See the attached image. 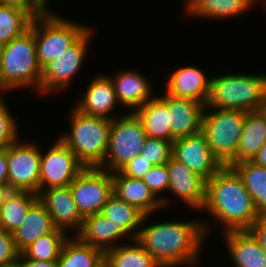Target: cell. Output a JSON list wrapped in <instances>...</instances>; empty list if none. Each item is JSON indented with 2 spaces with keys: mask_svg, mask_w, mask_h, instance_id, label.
Instances as JSON below:
<instances>
[{
  "mask_svg": "<svg viewBox=\"0 0 266 267\" xmlns=\"http://www.w3.org/2000/svg\"><path fill=\"white\" fill-rule=\"evenodd\" d=\"M145 215L135 239L161 267L194 266L200 259V248L211 230L207 222H162L145 225ZM144 225V227H143ZM146 226V227H145Z\"/></svg>",
  "mask_w": 266,
  "mask_h": 267,
  "instance_id": "6da1fadb",
  "label": "cell"
},
{
  "mask_svg": "<svg viewBox=\"0 0 266 267\" xmlns=\"http://www.w3.org/2000/svg\"><path fill=\"white\" fill-rule=\"evenodd\" d=\"M202 210L207 211L216 224L223 225V233L248 230L261 217L243 180L228 166H223L206 181V196Z\"/></svg>",
  "mask_w": 266,
  "mask_h": 267,
  "instance_id": "7a4b0ae2",
  "label": "cell"
},
{
  "mask_svg": "<svg viewBox=\"0 0 266 267\" xmlns=\"http://www.w3.org/2000/svg\"><path fill=\"white\" fill-rule=\"evenodd\" d=\"M42 73L43 70L37 59L35 37L30 29L3 45L0 62V93L29 86L40 93Z\"/></svg>",
  "mask_w": 266,
  "mask_h": 267,
  "instance_id": "3957f363",
  "label": "cell"
},
{
  "mask_svg": "<svg viewBox=\"0 0 266 267\" xmlns=\"http://www.w3.org/2000/svg\"><path fill=\"white\" fill-rule=\"evenodd\" d=\"M71 110V130L59 138L84 167H100L107 153L112 120L83 114L74 106Z\"/></svg>",
  "mask_w": 266,
  "mask_h": 267,
  "instance_id": "277c9868",
  "label": "cell"
},
{
  "mask_svg": "<svg viewBox=\"0 0 266 267\" xmlns=\"http://www.w3.org/2000/svg\"><path fill=\"white\" fill-rule=\"evenodd\" d=\"M206 107L254 111L260 110L266 94V75L227 74L210 78Z\"/></svg>",
  "mask_w": 266,
  "mask_h": 267,
  "instance_id": "5b68a950",
  "label": "cell"
},
{
  "mask_svg": "<svg viewBox=\"0 0 266 267\" xmlns=\"http://www.w3.org/2000/svg\"><path fill=\"white\" fill-rule=\"evenodd\" d=\"M90 27L65 20L50 10L32 19L29 29L36 43L37 59L42 70L72 46Z\"/></svg>",
  "mask_w": 266,
  "mask_h": 267,
  "instance_id": "8992f818",
  "label": "cell"
},
{
  "mask_svg": "<svg viewBox=\"0 0 266 267\" xmlns=\"http://www.w3.org/2000/svg\"><path fill=\"white\" fill-rule=\"evenodd\" d=\"M245 114L244 111L204 107L201 130L207 136L213 155L223 166L235 164Z\"/></svg>",
  "mask_w": 266,
  "mask_h": 267,
  "instance_id": "52a82bcc",
  "label": "cell"
},
{
  "mask_svg": "<svg viewBox=\"0 0 266 267\" xmlns=\"http://www.w3.org/2000/svg\"><path fill=\"white\" fill-rule=\"evenodd\" d=\"M112 120L108 149L99 167L110 173L119 171L127 162L139 155L147 135L141 120L134 112Z\"/></svg>",
  "mask_w": 266,
  "mask_h": 267,
  "instance_id": "ba28073f",
  "label": "cell"
},
{
  "mask_svg": "<svg viewBox=\"0 0 266 267\" xmlns=\"http://www.w3.org/2000/svg\"><path fill=\"white\" fill-rule=\"evenodd\" d=\"M83 219L101 213L113 194L112 173L99 167H85L69 184Z\"/></svg>",
  "mask_w": 266,
  "mask_h": 267,
  "instance_id": "9c48e42d",
  "label": "cell"
},
{
  "mask_svg": "<svg viewBox=\"0 0 266 267\" xmlns=\"http://www.w3.org/2000/svg\"><path fill=\"white\" fill-rule=\"evenodd\" d=\"M20 141L18 138L7 147L8 190L38 195L41 149L33 142Z\"/></svg>",
  "mask_w": 266,
  "mask_h": 267,
  "instance_id": "30bf717a",
  "label": "cell"
},
{
  "mask_svg": "<svg viewBox=\"0 0 266 267\" xmlns=\"http://www.w3.org/2000/svg\"><path fill=\"white\" fill-rule=\"evenodd\" d=\"M92 34L90 26L72 46L43 69L40 94L57 93L69 86L83 64Z\"/></svg>",
  "mask_w": 266,
  "mask_h": 267,
  "instance_id": "8fae6325",
  "label": "cell"
},
{
  "mask_svg": "<svg viewBox=\"0 0 266 267\" xmlns=\"http://www.w3.org/2000/svg\"><path fill=\"white\" fill-rule=\"evenodd\" d=\"M85 167L58 137L45 154L41 151L39 193L52 187H67Z\"/></svg>",
  "mask_w": 266,
  "mask_h": 267,
  "instance_id": "7c38bea8",
  "label": "cell"
},
{
  "mask_svg": "<svg viewBox=\"0 0 266 267\" xmlns=\"http://www.w3.org/2000/svg\"><path fill=\"white\" fill-rule=\"evenodd\" d=\"M172 156L206 181L214 176L223 165L213 155L206 134L200 130L172 142Z\"/></svg>",
  "mask_w": 266,
  "mask_h": 267,
  "instance_id": "4fadbf2b",
  "label": "cell"
},
{
  "mask_svg": "<svg viewBox=\"0 0 266 267\" xmlns=\"http://www.w3.org/2000/svg\"><path fill=\"white\" fill-rule=\"evenodd\" d=\"M166 165L169 170L170 194L172 192L190 208L201 210L205 202L206 180L173 156Z\"/></svg>",
  "mask_w": 266,
  "mask_h": 267,
  "instance_id": "5bb4252c",
  "label": "cell"
},
{
  "mask_svg": "<svg viewBox=\"0 0 266 267\" xmlns=\"http://www.w3.org/2000/svg\"><path fill=\"white\" fill-rule=\"evenodd\" d=\"M53 219L55 227L64 232L75 230V235L82 227L83 218L73 199L70 187H52L38 194Z\"/></svg>",
  "mask_w": 266,
  "mask_h": 267,
  "instance_id": "9a60e30c",
  "label": "cell"
},
{
  "mask_svg": "<svg viewBox=\"0 0 266 267\" xmlns=\"http://www.w3.org/2000/svg\"><path fill=\"white\" fill-rule=\"evenodd\" d=\"M165 103L171 124V142L199 132L205 105L188 98L174 97L164 91L160 97Z\"/></svg>",
  "mask_w": 266,
  "mask_h": 267,
  "instance_id": "2e32d148",
  "label": "cell"
},
{
  "mask_svg": "<svg viewBox=\"0 0 266 267\" xmlns=\"http://www.w3.org/2000/svg\"><path fill=\"white\" fill-rule=\"evenodd\" d=\"M81 98L74 106L81 113L111 120L116 118L112 115L109 116L112 110H116L119 102L116 98L113 83L108 75L100 74L95 76Z\"/></svg>",
  "mask_w": 266,
  "mask_h": 267,
  "instance_id": "e0dca14e",
  "label": "cell"
},
{
  "mask_svg": "<svg viewBox=\"0 0 266 267\" xmlns=\"http://www.w3.org/2000/svg\"><path fill=\"white\" fill-rule=\"evenodd\" d=\"M76 237L81 242L100 249L103 253L116 247L121 238L131 237L129 240H133L121 225L115 224L102 213L85 218Z\"/></svg>",
  "mask_w": 266,
  "mask_h": 267,
  "instance_id": "ac0fdd59",
  "label": "cell"
},
{
  "mask_svg": "<svg viewBox=\"0 0 266 267\" xmlns=\"http://www.w3.org/2000/svg\"><path fill=\"white\" fill-rule=\"evenodd\" d=\"M210 80L208 76L195 66L180 67L170 74L165 82V92L178 98H188L206 105Z\"/></svg>",
  "mask_w": 266,
  "mask_h": 267,
  "instance_id": "d6986e66",
  "label": "cell"
},
{
  "mask_svg": "<svg viewBox=\"0 0 266 267\" xmlns=\"http://www.w3.org/2000/svg\"><path fill=\"white\" fill-rule=\"evenodd\" d=\"M110 77L120 106L132 108L131 112L144 105L153 96L149 79L139 71L124 70Z\"/></svg>",
  "mask_w": 266,
  "mask_h": 267,
  "instance_id": "ffe728a7",
  "label": "cell"
},
{
  "mask_svg": "<svg viewBox=\"0 0 266 267\" xmlns=\"http://www.w3.org/2000/svg\"><path fill=\"white\" fill-rule=\"evenodd\" d=\"M112 181L113 194L136 207L144 215L162 210L161 201L154 196L142 179L130 178L116 171L112 172Z\"/></svg>",
  "mask_w": 266,
  "mask_h": 267,
  "instance_id": "44dd1931",
  "label": "cell"
},
{
  "mask_svg": "<svg viewBox=\"0 0 266 267\" xmlns=\"http://www.w3.org/2000/svg\"><path fill=\"white\" fill-rule=\"evenodd\" d=\"M56 229L51 215L38 198L27 211L21 225L13 232L17 250L21 253L38 238Z\"/></svg>",
  "mask_w": 266,
  "mask_h": 267,
  "instance_id": "7402d4cb",
  "label": "cell"
},
{
  "mask_svg": "<svg viewBox=\"0 0 266 267\" xmlns=\"http://www.w3.org/2000/svg\"><path fill=\"white\" fill-rule=\"evenodd\" d=\"M235 267H266V254L248 230L222 235Z\"/></svg>",
  "mask_w": 266,
  "mask_h": 267,
  "instance_id": "603a6c76",
  "label": "cell"
},
{
  "mask_svg": "<svg viewBox=\"0 0 266 267\" xmlns=\"http://www.w3.org/2000/svg\"><path fill=\"white\" fill-rule=\"evenodd\" d=\"M266 142V117L260 110L246 112L235 164L252 161Z\"/></svg>",
  "mask_w": 266,
  "mask_h": 267,
  "instance_id": "cb8c5ba5",
  "label": "cell"
},
{
  "mask_svg": "<svg viewBox=\"0 0 266 267\" xmlns=\"http://www.w3.org/2000/svg\"><path fill=\"white\" fill-rule=\"evenodd\" d=\"M255 0H186L185 12L192 18L221 19L237 17L252 9Z\"/></svg>",
  "mask_w": 266,
  "mask_h": 267,
  "instance_id": "d4e9b609",
  "label": "cell"
},
{
  "mask_svg": "<svg viewBox=\"0 0 266 267\" xmlns=\"http://www.w3.org/2000/svg\"><path fill=\"white\" fill-rule=\"evenodd\" d=\"M141 120L149 138L171 141V124L166 103L159 97H153L134 111Z\"/></svg>",
  "mask_w": 266,
  "mask_h": 267,
  "instance_id": "484cf974",
  "label": "cell"
},
{
  "mask_svg": "<svg viewBox=\"0 0 266 267\" xmlns=\"http://www.w3.org/2000/svg\"><path fill=\"white\" fill-rule=\"evenodd\" d=\"M38 195L29 191H7L0 211V229L13 233L22 223Z\"/></svg>",
  "mask_w": 266,
  "mask_h": 267,
  "instance_id": "4316f807",
  "label": "cell"
},
{
  "mask_svg": "<svg viewBox=\"0 0 266 267\" xmlns=\"http://www.w3.org/2000/svg\"><path fill=\"white\" fill-rule=\"evenodd\" d=\"M63 244L57 260L58 267H102L104 253L91 245L81 242L76 236Z\"/></svg>",
  "mask_w": 266,
  "mask_h": 267,
  "instance_id": "83f0119b",
  "label": "cell"
},
{
  "mask_svg": "<svg viewBox=\"0 0 266 267\" xmlns=\"http://www.w3.org/2000/svg\"><path fill=\"white\" fill-rule=\"evenodd\" d=\"M231 167L243 180L258 214L266 217V167L253 161H244Z\"/></svg>",
  "mask_w": 266,
  "mask_h": 267,
  "instance_id": "f1b7e54d",
  "label": "cell"
},
{
  "mask_svg": "<svg viewBox=\"0 0 266 267\" xmlns=\"http://www.w3.org/2000/svg\"><path fill=\"white\" fill-rule=\"evenodd\" d=\"M117 245L104 252L105 267H161L155 259L137 242Z\"/></svg>",
  "mask_w": 266,
  "mask_h": 267,
  "instance_id": "f546056e",
  "label": "cell"
},
{
  "mask_svg": "<svg viewBox=\"0 0 266 267\" xmlns=\"http://www.w3.org/2000/svg\"><path fill=\"white\" fill-rule=\"evenodd\" d=\"M101 213L121 225L135 239L141 227L144 214L136 207L112 194L103 206Z\"/></svg>",
  "mask_w": 266,
  "mask_h": 267,
  "instance_id": "4dcf8cb0",
  "label": "cell"
},
{
  "mask_svg": "<svg viewBox=\"0 0 266 267\" xmlns=\"http://www.w3.org/2000/svg\"><path fill=\"white\" fill-rule=\"evenodd\" d=\"M66 232L56 229L52 233L38 238L21 253L29 259L39 261H57L63 244L68 239Z\"/></svg>",
  "mask_w": 266,
  "mask_h": 267,
  "instance_id": "1f68e13d",
  "label": "cell"
},
{
  "mask_svg": "<svg viewBox=\"0 0 266 267\" xmlns=\"http://www.w3.org/2000/svg\"><path fill=\"white\" fill-rule=\"evenodd\" d=\"M32 18L22 9L0 5V45L21 36L29 29Z\"/></svg>",
  "mask_w": 266,
  "mask_h": 267,
  "instance_id": "d6a6232c",
  "label": "cell"
},
{
  "mask_svg": "<svg viewBox=\"0 0 266 267\" xmlns=\"http://www.w3.org/2000/svg\"><path fill=\"white\" fill-rule=\"evenodd\" d=\"M143 182L149 187L154 196L161 201L162 207L168 205L169 197H160L164 191L168 192L170 185L169 170L166 163L162 165L152 166L149 171L143 176Z\"/></svg>",
  "mask_w": 266,
  "mask_h": 267,
  "instance_id": "836d02e7",
  "label": "cell"
},
{
  "mask_svg": "<svg viewBox=\"0 0 266 267\" xmlns=\"http://www.w3.org/2000/svg\"><path fill=\"white\" fill-rule=\"evenodd\" d=\"M140 154L152 166L165 164L172 156V142L164 139L149 138L144 141Z\"/></svg>",
  "mask_w": 266,
  "mask_h": 267,
  "instance_id": "e575fe53",
  "label": "cell"
},
{
  "mask_svg": "<svg viewBox=\"0 0 266 267\" xmlns=\"http://www.w3.org/2000/svg\"><path fill=\"white\" fill-rule=\"evenodd\" d=\"M16 120L0 96V150L6 149L19 138Z\"/></svg>",
  "mask_w": 266,
  "mask_h": 267,
  "instance_id": "d590c367",
  "label": "cell"
},
{
  "mask_svg": "<svg viewBox=\"0 0 266 267\" xmlns=\"http://www.w3.org/2000/svg\"><path fill=\"white\" fill-rule=\"evenodd\" d=\"M19 255L13 233L0 229V267L16 263Z\"/></svg>",
  "mask_w": 266,
  "mask_h": 267,
  "instance_id": "8d00e7d4",
  "label": "cell"
},
{
  "mask_svg": "<svg viewBox=\"0 0 266 267\" xmlns=\"http://www.w3.org/2000/svg\"><path fill=\"white\" fill-rule=\"evenodd\" d=\"M0 5L22 9L32 19L43 16L49 10L40 0H0Z\"/></svg>",
  "mask_w": 266,
  "mask_h": 267,
  "instance_id": "74e56055",
  "label": "cell"
},
{
  "mask_svg": "<svg viewBox=\"0 0 266 267\" xmlns=\"http://www.w3.org/2000/svg\"><path fill=\"white\" fill-rule=\"evenodd\" d=\"M152 165L141 154L127 162L119 171L130 178L142 179Z\"/></svg>",
  "mask_w": 266,
  "mask_h": 267,
  "instance_id": "f35d334b",
  "label": "cell"
},
{
  "mask_svg": "<svg viewBox=\"0 0 266 267\" xmlns=\"http://www.w3.org/2000/svg\"><path fill=\"white\" fill-rule=\"evenodd\" d=\"M248 231L257 240L266 254V217L258 218L248 229Z\"/></svg>",
  "mask_w": 266,
  "mask_h": 267,
  "instance_id": "ab89813d",
  "label": "cell"
},
{
  "mask_svg": "<svg viewBox=\"0 0 266 267\" xmlns=\"http://www.w3.org/2000/svg\"><path fill=\"white\" fill-rule=\"evenodd\" d=\"M0 190H8L7 148L0 150Z\"/></svg>",
  "mask_w": 266,
  "mask_h": 267,
  "instance_id": "60d3db41",
  "label": "cell"
},
{
  "mask_svg": "<svg viewBox=\"0 0 266 267\" xmlns=\"http://www.w3.org/2000/svg\"><path fill=\"white\" fill-rule=\"evenodd\" d=\"M17 262L20 267H58L57 261L33 260L26 258L22 253H20Z\"/></svg>",
  "mask_w": 266,
  "mask_h": 267,
  "instance_id": "b9f144b4",
  "label": "cell"
},
{
  "mask_svg": "<svg viewBox=\"0 0 266 267\" xmlns=\"http://www.w3.org/2000/svg\"><path fill=\"white\" fill-rule=\"evenodd\" d=\"M252 161L255 162L257 165L266 167V142L260 148L258 154Z\"/></svg>",
  "mask_w": 266,
  "mask_h": 267,
  "instance_id": "7bdbcfd3",
  "label": "cell"
},
{
  "mask_svg": "<svg viewBox=\"0 0 266 267\" xmlns=\"http://www.w3.org/2000/svg\"><path fill=\"white\" fill-rule=\"evenodd\" d=\"M260 111H261V112L265 115V117H266V94H265V97H264V101H263L262 104H261Z\"/></svg>",
  "mask_w": 266,
  "mask_h": 267,
  "instance_id": "ee69618b",
  "label": "cell"
},
{
  "mask_svg": "<svg viewBox=\"0 0 266 267\" xmlns=\"http://www.w3.org/2000/svg\"><path fill=\"white\" fill-rule=\"evenodd\" d=\"M7 191H9V190H0V211H1V205H2L3 197Z\"/></svg>",
  "mask_w": 266,
  "mask_h": 267,
  "instance_id": "f6af8a7d",
  "label": "cell"
},
{
  "mask_svg": "<svg viewBox=\"0 0 266 267\" xmlns=\"http://www.w3.org/2000/svg\"><path fill=\"white\" fill-rule=\"evenodd\" d=\"M6 267H20L18 262L14 263V264H11L9 266H6Z\"/></svg>",
  "mask_w": 266,
  "mask_h": 267,
  "instance_id": "bcb514c9",
  "label": "cell"
},
{
  "mask_svg": "<svg viewBox=\"0 0 266 267\" xmlns=\"http://www.w3.org/2000/svg\"><path fill=\"white\" fill-rule=\"evenodd\" d=\"M46 7H48L47 6V3H48V0H40Z\"/></svg>",
  "mask_w": 266,
  "mask_h": 267,
  "instance_id": "7dc6e473",
  "label": "cell"
},
{
  "mask_svg": "<svg viewBox=\"0 0 266 267\" xmlns=\"http://www.w3.org/2000/svg\"><path fill=\"white\" fill-rule=\"evenodd\" d=\"M2 45H0V62H1V52H2Z\"/></svg>",
  "mask_w": 266,
  "mask_h": 267,
  "instance_id": "c3c4849f",
  "label": "cell"
},
{
  "mask_svg": "<svg viewBox=\"0 0 266 267\" xmlns=\"http://www.w3.org/2000/svg\"><path fill=\"white\" fill-rule=\"evenodd\" d=\"M264 2L262 4H264L265 8L264 10L266 11V0H263Z\"/></svg>",
  "mask_w": 266,
  "mask_h": 267,
  "instance_id": "681fc988",
  "label": "cell"
}]
</instances>
